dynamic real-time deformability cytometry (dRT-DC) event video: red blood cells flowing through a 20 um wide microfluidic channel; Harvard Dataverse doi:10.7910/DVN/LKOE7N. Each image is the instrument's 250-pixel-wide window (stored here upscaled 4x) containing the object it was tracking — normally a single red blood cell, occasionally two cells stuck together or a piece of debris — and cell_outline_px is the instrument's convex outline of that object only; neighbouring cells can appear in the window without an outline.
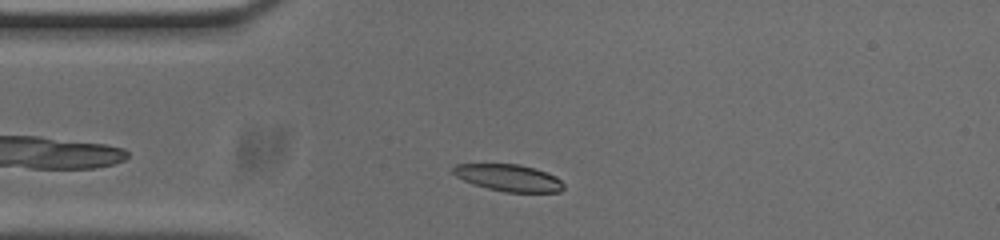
{"species": "common noctule bat (a hibernating species)", "species_latin": "Nyctalus noctula", "temperature_condition": "cold", "stored_images_in_passage": 38, "camera_frame_rate_fps": 3000, "um_per_image_px": 0.085, "animal": {"sex": "male", "body_mass_g": 20.0, "forearm_length_mm": 53.3}, "frame": {"image": 1, "passage_image": 5, "time_ms": 1.333, "image_size_px": [1000, 240], "cell_outline_px": [[564, 188], [560, 192], [504, 192], [472, 184], [456, 176], [452, 172], [452, 168], [456, 164], [520, 164], [556, 176], [564, 184]], "centroid_in_image_um": [43.23, 15.12], "position_along_channel_um": 41.8, "area_um2": 17.22}}
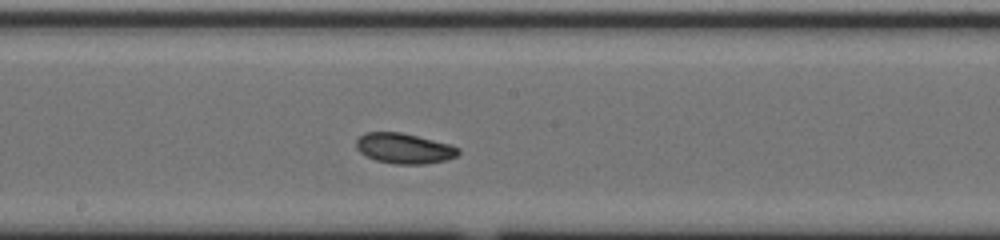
{"frame": {"image": 2, "passage_image": 20, "time_ms": 6.333, "image_size_px": [1000, 240], "cell_outline_px": [[460, 152], [456, 156], [444, 160], [424, 164], [396, 164], [376, 160], [364, 156], [356, 148], [356, 140], [364, 132], [400, 132], [452, 144], [460, 148]], "centroid_in_image_um": [34.34, 12.61], "position_along_channel_um": 213.9, "area_um2": 18.15}}
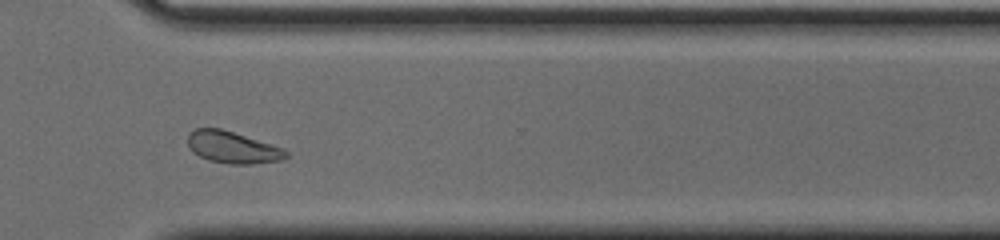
{"frame": {"image": 3, "passage_image": 31, "time_ms": 10.0, "image_size_px": [1000, 240], "cell_outline_px": [[288, 156], [280, 160], [252, 164], [228, 164], [208, 160], [192, 152], [188, 148], [188, 132], [196, 128], [220, 128], [284, 148], [288, 152]], "centroid_in_image_um": [19.74, 12.53], "position_along_channel_um": 350.9, "area_um2": 18.26}, "authors_computed_cell_mechanics": {"area_um2": 17.9758, "velocity_mm_per_s": 3.7255, "shape_relaxation_time_tau1_ms": 2.0098, "shape_relaxation_time_tau2_ms": 9.1576, "deformation_change_tau1": 0.0958, "deformation_change_tau2": 0.1543}}